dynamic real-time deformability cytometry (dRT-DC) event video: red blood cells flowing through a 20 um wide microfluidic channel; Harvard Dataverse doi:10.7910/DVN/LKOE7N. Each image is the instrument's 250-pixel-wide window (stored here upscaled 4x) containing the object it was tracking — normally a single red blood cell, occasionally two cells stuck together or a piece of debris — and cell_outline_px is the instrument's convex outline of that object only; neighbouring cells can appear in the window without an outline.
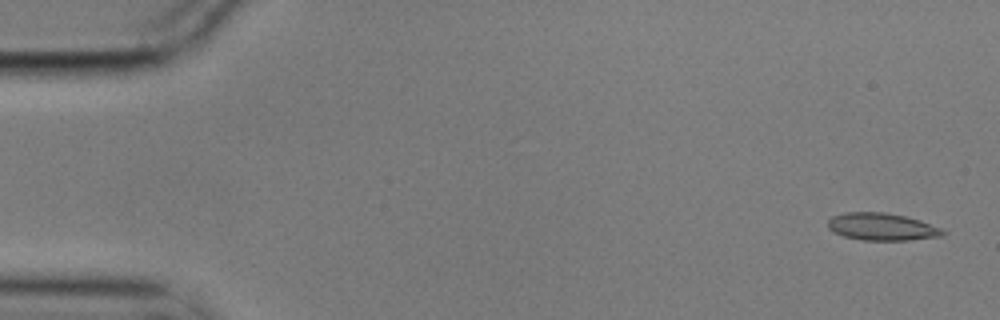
{"species": "common noctule bat (a hibernating species)", "species_latin": "Nyctalus noctula", "temperature_condition": "cold", "stored_images_in_passage": 2, "segment_of_instrument_passage": [2, 2], "camera_frame_rate_fps": 3000, "um_per_image_px": 0.085, "animal": {"sex": "male", "body_mass_g": 17.9}, "frame": {"image": 1, "passage_image": 2, "time_ms": 0.333, "image_size_px": [1000, 320], "cell_outline_px": [[948, 232], [944, 236], [908, 240], [864, 240], [844, 236], [832, 232], [828, 228], [828, 220], [832, 216], [844, 212], [884, 212], [904, 216], [920, 220], [940, 228]], "centroid_in_image_um": [74.96, 19.27], "position_along_channel_um": 10.0, "area_um2": 18.38}}